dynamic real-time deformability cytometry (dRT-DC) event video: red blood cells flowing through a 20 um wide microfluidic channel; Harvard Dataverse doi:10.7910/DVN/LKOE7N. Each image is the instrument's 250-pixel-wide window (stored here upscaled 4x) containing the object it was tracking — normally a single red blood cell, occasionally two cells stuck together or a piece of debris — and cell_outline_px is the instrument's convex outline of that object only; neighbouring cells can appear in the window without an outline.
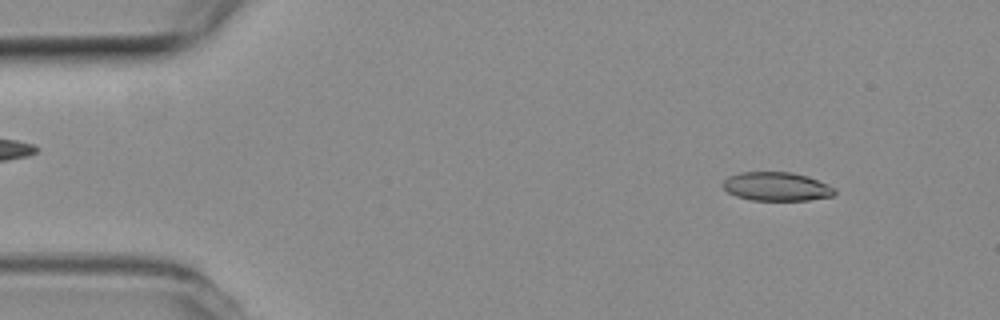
{"species": "common noctule bat (a hibernating species)", "species_latin": "Nyctalus noctula", "temperature_condition": "room temperature", "stored_images_in_passage": 54, "camera_frame_rate_fps": 3000, "um_per_image_px": 0.085, "animal": {"sex": "female", "body_mass_g": 19.3, "forearm_length_mm": 54.1}, "frame": {"image": 1, "passage_image": 6, "time_ms": 1.667, "image_size_px": [1000, 320], "cell_outline_px": [[836, 192], [832, 196], [808, 200], [752, 200], [736, 196], [728, 192], [724, 188], [724, 180], [728, 176], [740, 172], [792, 172], [808, 176], [836, 188]], "centroid_in_image_um": [66.02, 15.85], "position_along_channel_um": 19.0, "area_um2": 18.67}}
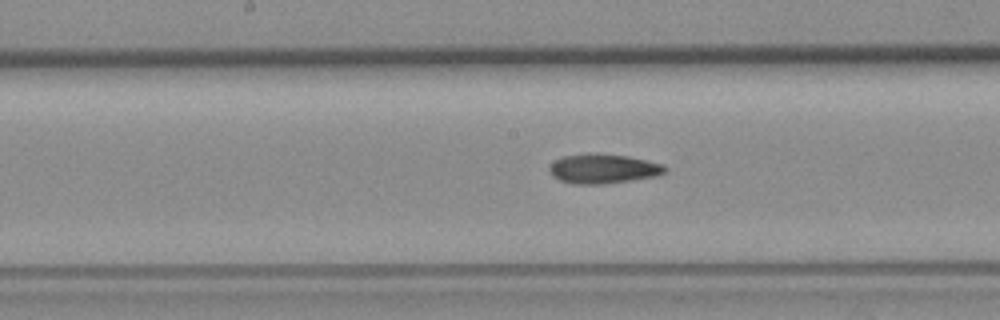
{"frame": {"image": 2, "passage_image": 27, "time_ms": 8.667, "image_size_px": [1000, 320], "cell_outline_px": [[668, 172], [656, 176], [632, 180], [600, 184], [572, 184], [560, 180], [552, 176], [548, 168], [556, 160], [564, 156], [588, 152], [628, 156], [664, 164], [668, 168]], "centroid_in_image_um": [51.3, 14.33], "position_along_channel_um": 196.9, "area_um2": 20.06}}
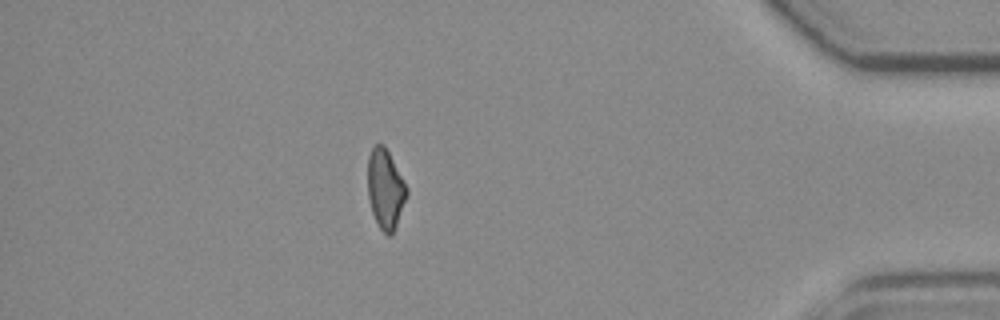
{"frame": {"image": 3, "passage_image": 47, "time_ms": 15.333, "image_size_px": [1000, 320], "cell_outline_px": [[408, 196], [392, 236], [388, 236], [380, 228], [372, 212], [368, 196], [368, 156], [372, 148], [376, 144], [384, 144], [408, 188]], "centroid_in_image_um": [32.77, 16.08], "position_along_channel_um": 402.4, "area_um2": 18.09}, "authors_computed_cell_mechanics": {"area_um2": 19.1318, "velocity_mm_per_s": 3.7967, "shape_relaxation_time_tau1_ms": null, "shape_relaxation_time_tau2_ms": 8.3875, "deformation_change_tau1": null, "deformation_change_tau2": 0.166}}